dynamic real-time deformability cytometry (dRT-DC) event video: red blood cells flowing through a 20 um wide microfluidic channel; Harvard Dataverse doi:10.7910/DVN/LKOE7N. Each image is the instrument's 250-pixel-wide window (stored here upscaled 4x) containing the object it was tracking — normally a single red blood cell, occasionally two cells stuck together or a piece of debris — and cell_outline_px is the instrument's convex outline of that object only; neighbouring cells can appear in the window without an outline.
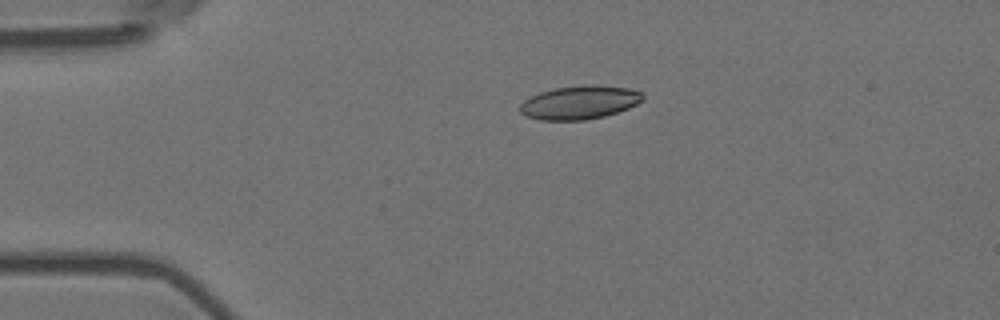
{"species": "Egyptian fruit bat (a non-hibernating species)", "species_latin": "Rousettus aegyptiacus", "temperature_condition": "room temperature", "stored_images_in_passage": 2, "camera_frame_rate_fps": 3000, "um_per_image_px": 0.085, "animal": {"sex": "female"}, "frame": {"image": 1, "passage_image": 1, "time_ms": 0.0, "image_size_px": [1000, 320], "cell_outline_px": [[644, 100], [628, 108], [604, 116], [584, 120], [540, 120], [528, 116], [520, 112], [520, 104], [524, 100], [540, 92], [556, 88], [588, 84], [596, 84], [628, 88], [640, 92], [644, 96]], "centroid_in_image_um": [49.28, 8.7], "position_along_channel_um": 35.7, "area_um2": 23.87}}